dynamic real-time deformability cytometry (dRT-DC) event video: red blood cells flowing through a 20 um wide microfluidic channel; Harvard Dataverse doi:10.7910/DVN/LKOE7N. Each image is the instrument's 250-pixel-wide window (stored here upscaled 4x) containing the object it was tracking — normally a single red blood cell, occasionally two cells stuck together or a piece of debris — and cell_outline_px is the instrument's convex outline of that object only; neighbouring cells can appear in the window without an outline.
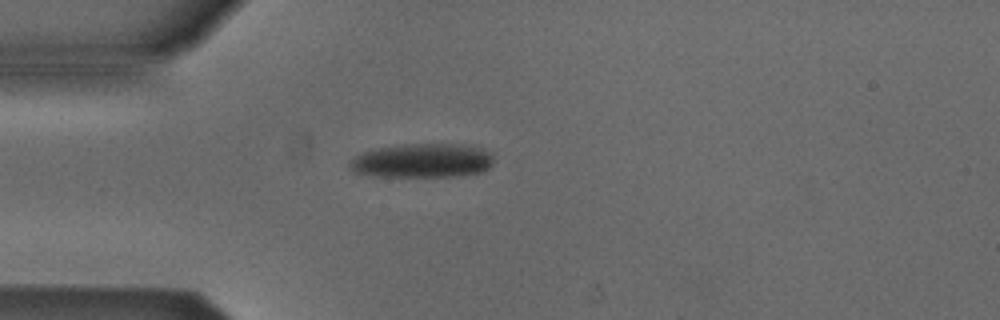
{"species": "Egyptian fruit bat (a non-hibernating species)", "species_latin": "Rousettus aegyptiacus", "temperature_condition": "cold", "stored_images_in_passage": 1, "camera_frame_rate_fps": 3000, "um_per_image_px": 0.085, "animal": {"sex": "male"}, "frame": {"image": 1, "passage_image": 1, "time_ms": 0.0, "image_size_px": [1000, 320], "cell_outline_px": [[492, 164], [484, 172], [460, 176], [376, 176], [352, 172], [348, 164], [356, 156], [364, 152], [380, 148], [404, 144], [456, 144], [480, 148], [492, 152]], "centroid_in_image_um": [35.93, 13.66], "position_along_channel_um": 49.1, "area_um2": 28.5}}